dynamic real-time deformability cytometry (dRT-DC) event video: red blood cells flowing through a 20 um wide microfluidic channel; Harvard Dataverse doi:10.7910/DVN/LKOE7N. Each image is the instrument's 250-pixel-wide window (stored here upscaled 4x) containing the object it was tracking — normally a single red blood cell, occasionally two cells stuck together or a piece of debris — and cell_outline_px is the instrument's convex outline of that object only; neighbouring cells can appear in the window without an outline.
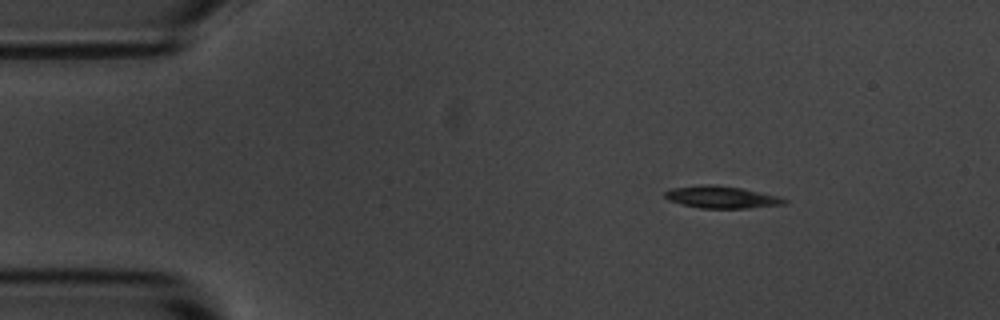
{"species": "common noctule bat (a hibernating species)", "species_latin": "Nyctalus noctula", "temperature_condition": "room temperature", "stored_images_in_passage": 4, "camera_frame_rate_fps": 3000, "um_per_image_px": 0.085, "animal": {"sex": "male", "body_mass_g": 20.1, "forearm_length_mm": 53.5}, "frame": {"image": 1, "passage_image": 2, "time_ms": 1.0, "image_size_px": [1000, 320], "cell_outline_px": [[788, 204], [748, 208], [700, 208], [680, 204], [668, 200], [664, 196], [664, 192], [672, 188], [704, 184], [716, 184], [740, 188], [776, 196], [788, 200]], "centroid_in_image_um": [61.3, 16.76], "position_along_channel_um": 23.7, "area_um2": 15.37}}